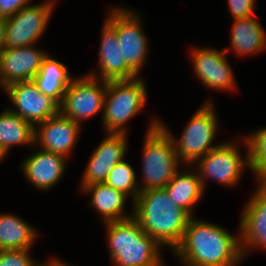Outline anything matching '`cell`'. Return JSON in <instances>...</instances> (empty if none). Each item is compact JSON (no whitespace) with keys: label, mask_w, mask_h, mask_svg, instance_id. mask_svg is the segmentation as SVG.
I'll return each mask as SVG.
<instances>
[{"label":"cell","mask_w":266,"mask_h":266,"mask_svg":"<svg viewBox=\"0 0 266 266\" xmlns=\"http://www.w3.org/2000/svg\"><path fill=\"white\" fill-rule=\"evenodd\" d=\"M237 235L217 223L190 218L172 254L182 266H238L243 262L240 229Z\"/></svg>","instance_id":"6da1fadb"},{"label":"cell","mask_w":266,"mask_h":266,"mask_svg":"<svg viewBox=\"0 0 266 266\" xmlns=\"http://www.w3.org/2000/svg\"><path fill=\"white\" fill-rule=\"evenodd\" d=\"M133 217L149 237L173 252L192 217L169 197L165 188L142 191L133 202Z\"/></svg>","instance_id":"7a4b0ae2"},{"label":"cell","mask_w":266,"mask_h":266,"mask_svg":"<svg viewBox=\"0 0 266 266\" xmlns=\"http://www.w3.org/2000/svg\"><path fill=\"white\" fill-rule=\"evenodd\" d=\"M113 266H159L164 249L149 237L134 217L103 223Z\"/></svg>","instance_id":"3957f363"},{"label":"cell","mask_w":266,"mask_h":266,"mask_svg":"<svg viewBox=\"0 0 266 266\" xmlns=\"http://www.w3.org/2000/svg\"><path fill=\"white\" fill-rule=\"evenodd\" d=\"M148 122L142 148V183L140 192L164 188L183 167L170 135L160 126V118L152 117Z\"/></svg>","instance_id":"277c9868"},{"label":"cell","mask_w":266,"mask_h":266,"mask_svg":"<svg viewBox=\"0 0 266 266\" xmlns=\"http://www.w3.org/2000/svg\"><path fill=\"white\" fill-rule=\"evenodd\" d=\"M219 125L214 102L211 98L203 101L195 113L189 117L179 139L160 119V126L172 138L178 159L183 165H193L198 159L223 143L222 141L217 144L214 143Z\"/></svg>","instance_id":"5b68a950"},{"label":"cell","mask_w":266,"mask_h":266,"mask_svg":"<svg viewBox=\"0 0 266 266\" xmlns=\"http://www.w3.org/2000/svg\"><path fill=\"white\" fill-rule=\"evenodd\" d=\"M148 89L145 79L107 82L101 123L105 133L128 134V123L143 110Z\"/></svg>","instance_id":"8992f818"},{"label":"cell","mask_w":266,"mask_h":266,"mask_svg":"<svg viewBox=\"0 0 266 266\" xmlns=\"http://www.w3.org/2000/svg\"><path fill=\"white\" fill-rule=\"evenodd\" d=\"M241 136L236 141L232 139L233 142L223 141L192 165L198 172L204 190L208 180L234 188L240 184L244 169H251L248 143L245 137ZM240 144L246 151L245 155L240 151Z\"/></svg>","instance_id":"52a82bcc"},{"label":"cell","mask_w":266,"mask_h":266,"mask_svg":"<svg viewBox=\"0 0 266 266\" xmlns=\"http://www.w3.org/2000/svg\"><path fill=\"white\" fill-rule=\"evenodd\" d=\"M107 82L85 75L75 77L67 87L59 112L83 126V121L103 114Z\"/></svg>","instance_id":"ba28073f"},{"label":"cell","mask_w":266,"mask_h":266,"mask_svg":"<svg viewBox=\"0 0 266 266\" xmlns=\"http://www.w3.org/2000/svg\"><path fill=\"white\" fill-rule=\"evenodd\" d=\"M56 2L43 0L29 4L12 17L6 18L5 48L35 45L49 27Z\"/></svg>","instance_id":"9c48e42d"},{"label":"cell","mask_w":266,"mask_h":266,"mask_svg":"<svg viewBox=\"0 0 266 266\" xmlns=\"http://www.w3.org/2000/svg\"><path fill=\"white\" fill-rule=\"evenodd\" d=\"M101 29L98 67L86 73L104 82L125 81L137 78L122 56L117 38V5L107 11Z\"/></svg>","instance_id":"30bf717a"},{"label":"cell","mask_w":266,"mask_h":266,"mask_svg":"<svg viewBox=\"0 0 266 266\" xmlns=\"http://www.w3.org/2000/svg\"><path fill=\"white\" fill-rule=\"evenodd\" d=\"M140 12H135L125 5L117 6V38L122 56L128 68L137 76L148 58L149 41L143 29Z\"/></svg>","instance_id":"8fae6325"},{"label":"cell","mask_w":266,"mask_h":266,"mask_svg":"<svg viewBox=\"0 0 266 266\" xmlns=\"http://www.w3.org/2000/svg\"><path fill=\"white\" fill-rule=\"evenodd\" d=\"M195 76L202 86L218 91L237 90L235 75L226 51L215 47H194L190 51Z\"/></svg>","instance_id":"7c38bea8"},{"label":"cell","mask_w":266,"mask_h":266,"mask_svg":"<svg viewBox=\"0 0 266 266\" xmlns=\"http://www.w3.org/2000/svg\"><path fill=\"white\" fill-rule=\"evenodd\" d=\"M3 92L12 103L6 108L34 127L59 113V105L41 93L33 80L11 84Z\"/></svg>","instance_id":"4fadbf2b"},{"label":"cell","mask_w":266,"mask_h":266,"mask_svg":"<svg viewBox=\"0 0 266 266\" xmlns=\"http://www.w3.org/2000/svg\"><path fill=\"white\" fill-rule=\"evenodd\" d=\"M256 184L252 196L241 211L238 222L243 260L252 250L266 251V183Z\"/></svg>","instance_id":"5bb4252c"},{"label":"cell","mask_w":266,"mask_h":266,"mask_svg":"<svg viewBox=\"0 0 266 266\" xmlns=\"http://www.w3.org/2000/svg\"><path fill=\"white\" fill-rule=\"evenodd\" d=\"M102 142L93 150L88 159L79 191L84 187L95 183H104L111 169L125 159L128 151V134L104 133Z\"/></svg>","instance_id":"9a60e30c"},{"label":"cell","mask_w":266,"mask_h":266,"mask_svg":"<svg viewBox=\"0 0 266 266\" xmlns=\"http://www.w3.org/2000/svg\"><path fill=\"white\" fill-rule=\"evenodd\" d=\"M82 126L60 112L35 126L34 145L42 150L70 158ZM74 149V150H73Z\"/></svg>","instance_id":"2e32d148"},{"label":"cell","mask_w":266,"mask_h":266,"mask_svg":"<svg viewBox=\"0 0 266 266\" xmlns=\"http://www.w3.org/2000/svg\"><path fill=\"white\" fill-rule=\"evenodd\" d=\"M47 51L30 45L5 48L0 53V87L32 80L38 73Z\"/></svg>","instance_id":"e0dca14e"},{"label":"cell","mask_w":266,"mask_h":266,"mask_svg":"<svg viewBox=\"0 0 266 266\" xmlns=\"http://www.w3.org/2000/svg\"><path fill=\"white\" fill-rule=\"evenodd\" d=\"M20 164L25 179L36 189L45 192L55 187L67 172V158L33 146ZM66 171V172H65Z\"/></svg>","instance_id":"ac0fdd59"},{"label":"cell","mask_w":266,"mask_h":266,"mask_svg":"<svg viewBox=\"0 0 266 266\" xmlns=\"http://www.w3.org/2000/svg\"><path fill=\"white\" fill-rule=\"evenodd\" d=\"M230 33V44L223 48L227 54L244 58L266 51V31L256 17L233 20Z\"/></svg>","instance_id":"d6986e66"},{"label":"cell","mask_w":266,"mask_h":266,"mask_svg":"<svg viewBox=\"0 0 266 266\" xmlns=\"http://www.w3.org/2000/svg\"><path fill=\"white\" fill-rule=\"evenodd\" d=\"M80 191L84 194H91L88 206L94 208L98 218L103 223L133 217V208L131 213L125 209L129 197L106 183H95L84 186Z\"/></svg>","instance_id":"ffe728a7"},{"label":"cell","mask_w":266,"mask_h":266,"mask_svg":"<svg viewBox=\"0 0 266 266\" xmlns=\"http://www.w3.org/2000/svg\"><path fill=\"white\" fill-rule=\"evenodd\" d=\"M183 166L164 188L174 203L193 217L196 205L203 198L205 190L197 170L192 165Z\"/></svg>","instance_id":"44dd1931"},{"label":"cell","mask_w":266,"mask_h":266,"mask_svg":"<svg viewBox=\"0 0 266 266\" xmlns=\"http://www.w3.org/2000/svg\"><path fill=\"white\" fill-rule=\"evenodd\" d=\"M68 66L48 54L44 57L37 75L32 79L37 89L61 105L64 93L76 76H72Z\"/></svg>","instance_id":"7402d4cb"},{"label":"cell","mask_w":266,"mask_h":266,"mask_svg":"<svg viewBox=\"0 0 266 266\" xmlns=\"http://www.w3.org/2000/svg\"><path fill=\"white\" fill-rule=\"evenodd\" d=\"M38 233L19 215L0 213V250L30 249Z\"/></svg>","instance_id":"603a6c76"},{"label":"cell","mask_w":266,"mask_h":266,"mask_svg":"<svg viewBox=\"0 0 266 266\" xmlns=\"http://www.w3.org/2000/svg\"><path fill=\"white\" fill-rule=\"evenodd\" d=\"M35 127L6 107L0 112V144L9 153L13 146H34Z\"/></svg>","instance_id":"cb8c5ba5"},{"label":"cell","mask_w":266,"mask_h":266,"mask_svg":"<svg viewBox=\"0 0 266 266\" xmlns=\"http://www.w3.org/2000/svg\"><path fill=\"white\" fill-rule=\"evenodd\" d=\"M249 148L250 173L255 182L266 183V127L244 135Z\"/></svg>","instance_id":"d4e9b609"},{"label":"cell","mask_w":266,"mask_h":266,"mask_svg":"<svg viewBox=\"0 0 266 266\" xmlns=\"http://www.w3.org/2000/svg\"><path fill=\"white\" fill-rule=\"evenodd\" d=\"M136 176L133 166L123 159L111 169L104 183L127 195L132 201L129 204L133 207V202L140 193Z\"/></svg>","instance_id":"484cf974"},{"label":"cell","mask_w":266,"mask_h":266,"mask_svg":"<svg viewBox=\"0 0 266 266\" xmlns=\"http://www.w3.org/2000/svg\"><path fill=\"white\" fill-rule=\"evenodd\" d=\"M31 249L0 250V266H33L36 259Z\"/></svg>","instance_id":"4316f807"},{"label":"cell","mask_w":266,"mask_h":266,"mask_svg":"<svg viewBox=\"0 0 266 266\" xmlns=\"http://www.w3.org/2000/svg\"><path fill=\"white\" fill-rule=\"evenodd\" d=\"M232 20L254 16L257 0H227Z\"/></svg>","instance_id":"83f0119b"},{"label":"cell","mask_w":266,"mask_h":266,"mask_svg":"<svg viewBox=\"0 0 266 266\" xmlns=\"http://www.w3.org/2000/svg\"><path fill=\"white\" fill-rule=\"evenodd\" d=\"M33 0H0V18H9L31 4Z\"/></svg>","instance_id":"f1b7e54d"},{"label":"cell","mask_w":266,"mask_h":266,"mask_svg":"<svg viewBox=\"0 0 266 266\" xmlns=\"http://www.w3.org/2000/svg\"><path fill=\"white\" fill-rule=\"evenodd\" d=\"M68 263L61 260L58 256H51L48 261H45L44 263L42 261H36V263L33 266H66Z\"/></svg>","instance_id":"f546056e"},{"label":"cell","mask_w":266,"mask_h":266,"mask_svg":"<svg viewBox=\"0 0 266 266\" xmlns=\"http://www.w3.org/2000/svg\"><path fill=\"white\" fill-rule=\"evenodd\" d=\"M5 25L6 19L0 18V53L5 49Z\"/></svg>","instance_id":"4dcf8cb0"},{"label":"cell","mask_w":266,"mask_h":266,"mask_svg":"<svg viewBox=\"0 0 266 266\" xmlns=\"http://www.w3.org/2000/svg\"><path fill=\"white\" fill-rule=\"evenodd\" d=\"M9 155L7 150L0 144V162L2 163L3 160Z\"/></svg>","instance_id":"1f68e13d"},{"label":"cell","mask_w":266,"mask_h":266,"mask_svg":"<svg viewBox=\"0 0 266 266\" xmlns=\"http://www.w3.org/2000/svg\"><path fill=\"white\" fill-rule=\"evenodd\" d=\"M159 266H167V265H165V263L163 262L161 265H159ZM180 266H182V265H180Z\"/></svg>","instance_id":"d6a6232c"}]
</instances>
